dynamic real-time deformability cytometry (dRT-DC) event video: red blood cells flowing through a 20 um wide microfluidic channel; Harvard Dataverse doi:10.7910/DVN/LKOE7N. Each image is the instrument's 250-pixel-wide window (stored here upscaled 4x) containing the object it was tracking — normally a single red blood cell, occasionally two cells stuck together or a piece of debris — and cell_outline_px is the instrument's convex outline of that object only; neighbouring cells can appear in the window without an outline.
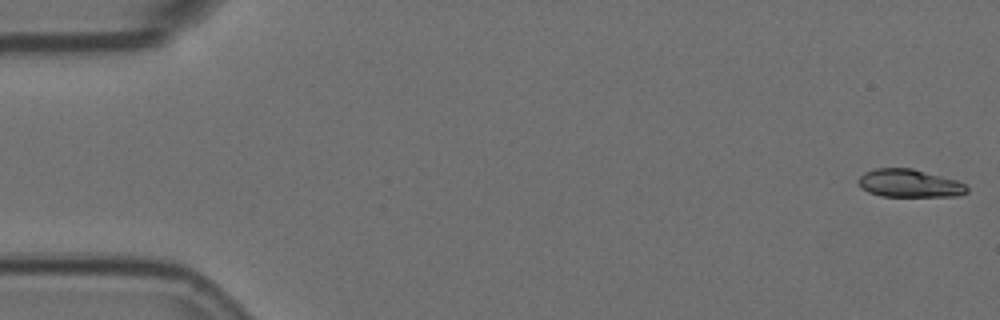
{"species": "Egyptian fruit bat (a non-hibernating species)", "species_latin": "Rousettus aegyptiacus", "temperature_condition": "room temperature", "stored_images_in_passage": 6, "camera_frame_rate_fps": 3000, "um_per_image_px": 0.085, "animal": {"sex": "female"}, "frame": {"image": 1, "passage_image": 1, "time_ms": 0.0, "image_size_px": [1000, 320], "cell_outline_px": [[968, 192], [956, 196], [880, 196], [868, 192], [860, 188], [856, 180], [864, 172], [876, 168], [912, 168], [956, 180], [964, 184], [968, 188]], "centroid_in_image_um": [77.24, 15.58], "position_along_channel_um": 7.8, "area_um2": 17.74}}